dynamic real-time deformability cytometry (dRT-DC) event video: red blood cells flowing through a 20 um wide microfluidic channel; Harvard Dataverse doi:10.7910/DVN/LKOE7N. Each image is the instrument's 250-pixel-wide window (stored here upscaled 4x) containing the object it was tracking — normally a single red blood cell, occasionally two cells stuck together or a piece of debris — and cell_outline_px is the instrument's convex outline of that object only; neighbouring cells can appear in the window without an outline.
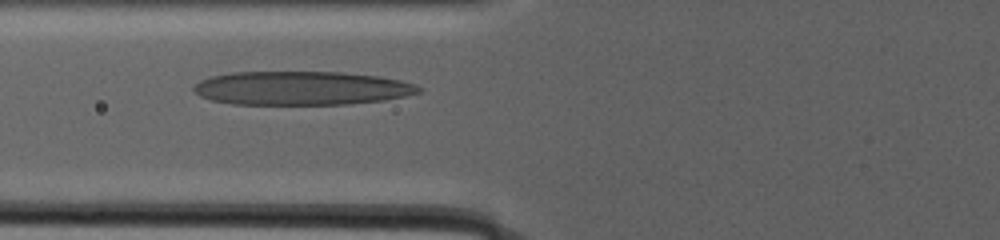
{"species": "human", "species_latin": "Homo sapiens", "temperature_condition": "warm", "stored_images_in_passage": 40, "camera_frame_rate_fps": 3000, "um_per_image_px": 0.085, "donor": {"sex": "male"}, "frame": {"image": 1, "passage_image": 12, "time_ms": 8.0, "image_size_px": [1000, 240], "cell_outline_px": [[424, 92], [384, 100], [348, 104], [232, 104], [212, 100], [200, 96], [192, 88], [200, 80], [212, 76], [232, 72], [340, 72], [380, 76], [400, 80], [416, 84], [424, 88]], "centroid_in_image_um": [25.68, 7.49], "position_along_channel_um": 100.1, "area_um2": 44.39}}
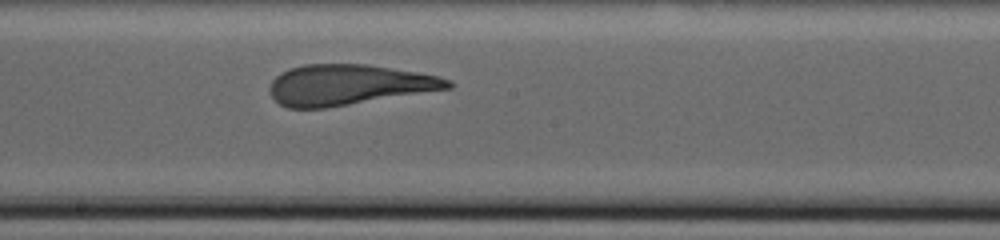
{"frame": {"image": 2, "passage_image": 20, "time_ms": 13.667, "image_size_px": [1000, 240], "cell_outline_px": [[456, 84], [452, 88], [324, 108], [288, 108], [272, 100], [268, 92], [268, 88], [272, 80], [280, 72], [288, 68], [304, 64], [368, 64], [440, 76], [452, 80]], "centroid_in_image_um": [29.59, 7.2], "position_along_channel_um": 218.6, "area_um2": 42.37}}
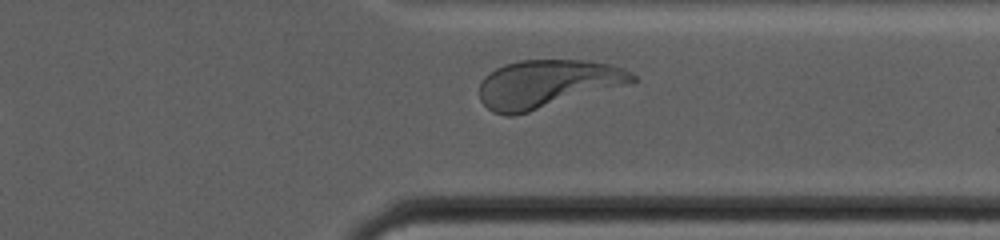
{"frame": {"image": 3, "passage_image": 40, "time_ms": 20.667, "image_size_px": [1000, 240], "cell_outline_px": [[636, 80], [632, 84], [528, 112], [512, 116], [504, 116], [492, 112], [480, 100], [480, 84], [484, 76], [496, 68], [504, 64], [520, 60], [588, 60], [612, 64], [624, 68], [632, 72], [636, 76]], "centroid_in_image_um": [46.56, 7.12], "position_along_channel_um": 364.8, "area_um2": 43.29}}